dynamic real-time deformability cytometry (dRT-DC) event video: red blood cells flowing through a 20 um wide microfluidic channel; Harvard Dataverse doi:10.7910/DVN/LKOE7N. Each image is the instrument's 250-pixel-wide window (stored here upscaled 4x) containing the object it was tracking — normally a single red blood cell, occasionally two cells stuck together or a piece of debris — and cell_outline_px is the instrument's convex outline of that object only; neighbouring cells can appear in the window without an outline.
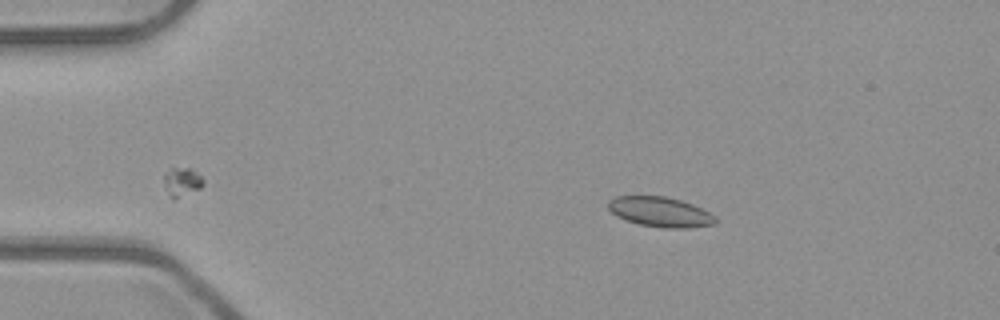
{"species": "common noctule bat (a hibernating species)", "species_latin": "Nyctalus noctula", "temperature_condition": "room temperature", "stored_images_in_passage": 41, "camera_frame_rate_fps": 3000, "um_per_image_px": 0.085, "animal": {"sex": "male", "body_mass_g": 23.1, "forearm_length_mm": 52.7}, "frame": {"image": 1, "passage_image": 3, "time_ms": 0.667, "image_size_px": [1000, 320], "cell_outline_px": [[716, 224], [688, 228], [664, 228], [640, 224], [616, 216], [608, 208], [608, 200], [616, 196], [664, 196], [680, 200], [692, 204], [716, 216]], "centroid_in_image_um": [56.12, 18.01], "position_along_channel_um": 28.9, "area_um2": 18.61}}
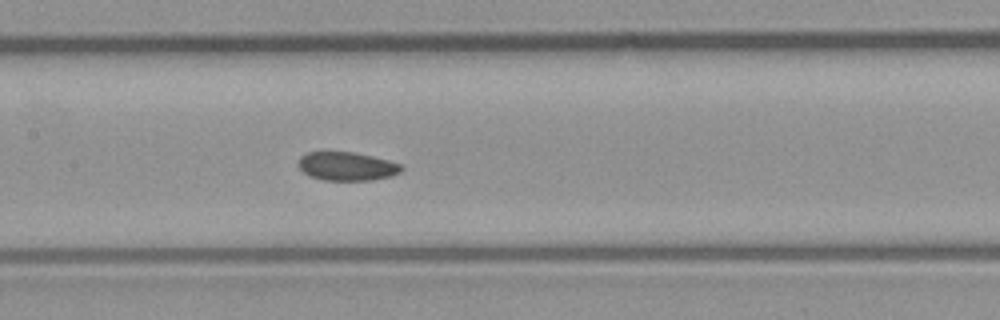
{"frame": {"image": 2, "passage_image": 19, "time_ms": 6.0, "image_size_px": [1000, 320], "cell_outline_px": [[404, 168], [400, 172], [392, 176], [372, 180], [324, 180], [308, 176], [296, 164], [300, 156], [308, 152], [352, 152], [372, 156], [388, 160], [400, 164]], "centroid_in_image_um": [29.46, 14.14], "position_along_channel_um": 177.9, "area_um2": 17.22}}
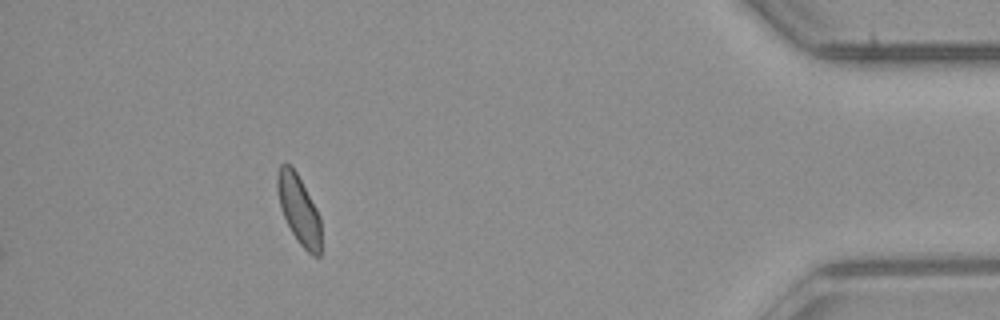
{"frame": {"image": 3, "passage_image": 41, "time_ms": 13.333, "image_size_px": [1000, 320], "cell_outline_px": [[320, 256], [312, 256], [300, 244], [292, 232], [280, 208], [276, 188], [276, 176], [280, 164], [292, 164], [316, 208], [320, 216]], "centroid_in_image_um": [25.38, 17.77], "position_along_channel_um": 409.8, "area_um2": 17.51}, "authors_computed_cell_mechanics": {"area_um2": 17.918, "velocity_mm_per_s": 3.9503, "shape_relaxation_time_tau1_ms": null, "shape_relaxation_time_tau2_ms": 5.6488, "deformation_change_tau1": null, "deformation_change_tau2": 0.0616}}